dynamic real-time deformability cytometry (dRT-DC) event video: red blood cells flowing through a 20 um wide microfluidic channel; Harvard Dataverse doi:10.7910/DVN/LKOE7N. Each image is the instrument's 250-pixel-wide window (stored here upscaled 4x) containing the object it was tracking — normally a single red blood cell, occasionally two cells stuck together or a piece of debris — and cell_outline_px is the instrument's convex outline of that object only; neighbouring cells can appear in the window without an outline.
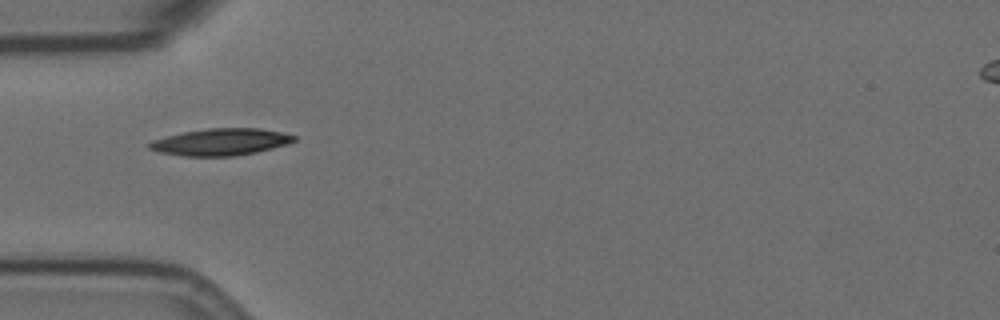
{"species": "Egyptian fruit bat (a non-hibernating species)", "species_latin": "Rousettus aegyptiacus", "temperature_condition": "room temperature", "stored_images_in_passage": 29, "camera_frame_rate_fps": 3000, "um_per_image_px": 0.085, "animal": {"sex": "female"}, "frame": {"image": 1, "passage_image": 1, "time_ms": 0.0, "image_size_px": [1000, 320], "cell_outline_px": [[296, 140], [288, 144], [256, 152], [236, 156], [180, 156], [160, 152], [148, 148], [148, 144], [152, 140], [184, 132], [208, 128], [260, 128], [280, 132], [296, 136]], "centroid_in_image_um": [18.77, 12.07], "position_along_channel_um": 66.2, "area_um2": 22.6}}
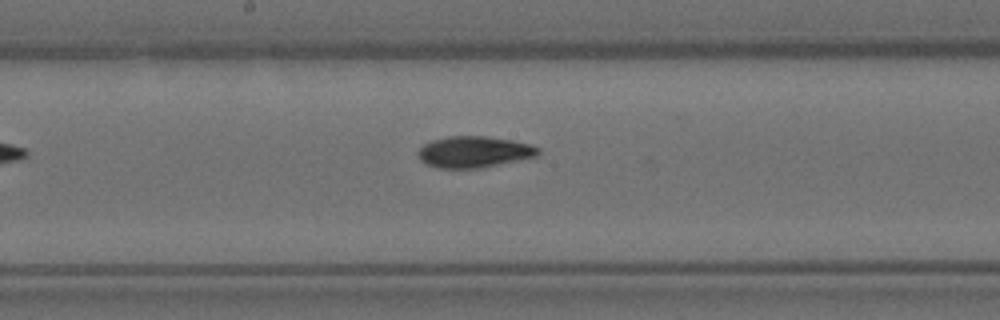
{"frame": {"image": 2, "passage_image": 13, "time_ms": 4.0, "image_size_px": [1000, 320], "cell_outline_px": [[540, 152], [536, 156], [480, 168], [436, 168], [420, 160], [416, 156], [416, 152], [424, 144], [432, 140], [448, 136], [488, 136], [512, 140], [528, 144], [540, 148]], "centroid_in_image_um": [40.25, 12.9], "position_along_channel_um": 208.0, "area_um2": 21.91}}
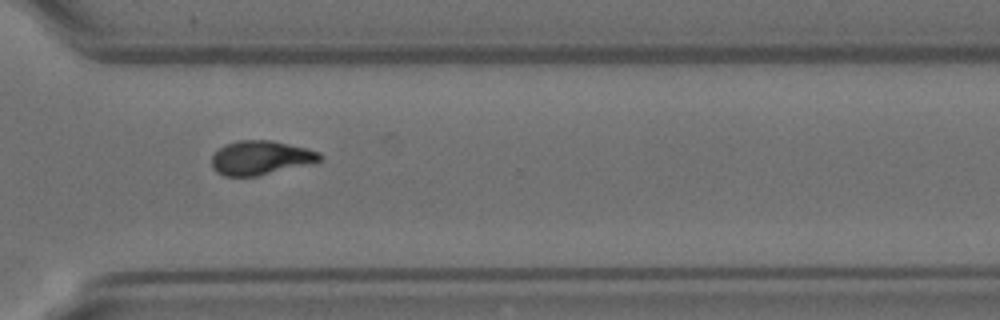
{"frame": {"image": 3, "passage_image": 25, "time_ms": 8.0, "image_size_px": [1000, 320], "cell_outline_px": [[324, 156], [320, 160], [256, 176], [224, 176], [216, 172], [212, 168], [212, 156], [224, 144], [236, 140], [272, 140], [308, 148], [320, 152]], "centroid_in_image_um": [22.12, 13.39], "position_along_channel_um": 348.5, "area_um2": 21.27}, "authors_computed_cell_mechanics": {"area_um2": 21.5016, "velocity_mm_per_s": 3.5279, "shape_relaxation_time_tau1_ms": 7.9687, "shape_relaxation_time_tau2_ms": 5.0348, "deformation_change_tau1": 0.2247, "deformation_change_tau2": 0.1177}}